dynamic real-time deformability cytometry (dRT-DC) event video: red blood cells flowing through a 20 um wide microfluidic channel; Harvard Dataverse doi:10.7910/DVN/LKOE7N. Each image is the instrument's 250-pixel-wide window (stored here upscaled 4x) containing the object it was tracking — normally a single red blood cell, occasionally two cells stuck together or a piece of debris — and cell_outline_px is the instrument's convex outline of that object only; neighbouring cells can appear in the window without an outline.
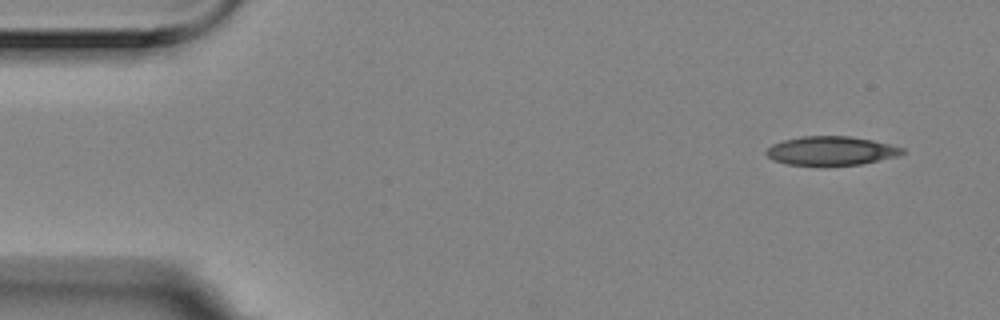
{"species": "Egyptian fruit bat (a non-hibernating species)", "species_latin": "Rousettus aegyptiacus", "temperature_condition": "room temperature", "stored_images_in_passage": 4, "camera_frame_rate_fps": 3000, "um_per_image_px": 0.085, "animal": {"sex": "female"}, "frame": {"image": 1, "passage_image": 1, "time_ms": 0.0, "image_size_px": [1000, 320], "cell_outline_px": [[904, 152], [896, 156], [864, 164], [788, 164], [776, 160], [768, 156], [764, 152], [772, 144], [784, 140], [800, 136], [852, 136], [872, 140], [904, 148]], "centroid_in_image_um": [70.65, 12.79], "position_along_channel_um": 14.3, "area_um2": 22.43}}
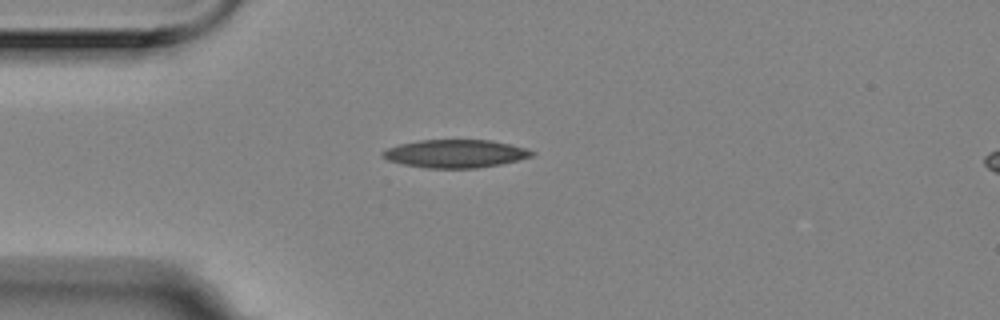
{"frame": {"image": 2, "passage_image": 4, "time_ms": 1.0, "image_size_px": [1000, 320], "cell_outline_px": [[536, 152], [532, 156], [500, 164], [476, 168], [428, 168], [404, 164], [388, 160], [380, 156], [380, 152], [388, 148], [400, 144], [420, 140], [492, 140], [524, 148]], "centroid_in_image_um": [38.67, 13.06], "position_along_channel_um": 46.3, "area_um2": 24.16}}